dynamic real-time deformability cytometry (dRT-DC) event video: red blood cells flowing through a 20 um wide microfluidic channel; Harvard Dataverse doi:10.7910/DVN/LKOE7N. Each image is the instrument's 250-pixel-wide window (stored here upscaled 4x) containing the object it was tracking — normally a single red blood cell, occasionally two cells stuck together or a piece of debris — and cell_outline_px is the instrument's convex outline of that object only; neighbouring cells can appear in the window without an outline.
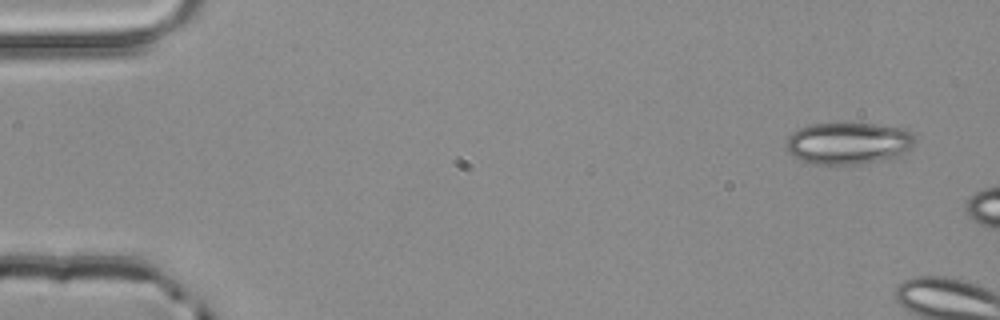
{"species": "common noctule bat (a hibernating species)", "species_latin": "Nyctalus noctula", "temperature_condition": "room temperature", "stored_images_in_passage": 2, "camera_frame_rate_fps": 3000, "um_per_image_px": 0.085, "animal": {"sex": "male", "body_mass_g": 20.4}, "frame": {"image": 1, "passage_image": 1, "time_ms": 0.0, "image_size_px": [1000, 320], "cell_outline_px": [[916, 140], [900, 156], [884, 160], [860, 164], [812, 164], [792, 156], [788, 152], [788, 136], [792, 132], [800, 128], [812, 124], [876, 124], [904, 128], [916, 132]], "centroid_in_image_um": [72.16, 12.18], "position_along_channel_um": 12.8, "area_um2": 31.5}}